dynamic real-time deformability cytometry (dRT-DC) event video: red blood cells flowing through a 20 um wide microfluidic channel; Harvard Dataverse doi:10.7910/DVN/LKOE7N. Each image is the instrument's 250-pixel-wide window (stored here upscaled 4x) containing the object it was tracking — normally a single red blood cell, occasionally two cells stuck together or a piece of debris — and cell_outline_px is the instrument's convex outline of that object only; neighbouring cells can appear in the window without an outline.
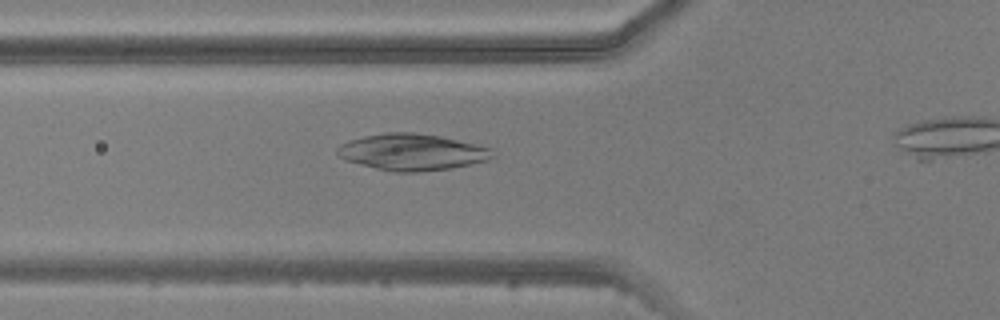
{"species": "common noctule bat (a hibernating species)", "species_latin": "Nyctalus noctula", "temperature_condition": "warm", "stored_images_in_passage": 4, "camera_frame_rate_fps": 3000, "um_per_image_px": 0.085, "animal": {"sex": "male", "body_mass_g": 20.5, "forearm_length_mm": 52.5}, "frame": {"image": 1, "passage_image": 3, "time_ms": 2.667, "image_size_px": [1000, 320], "cell_outline_px": [[496, 156], [488, 160], [472, 164], [452, 168], [420, 172], [392, 172], [344, 160], [336, 152], [336, 148], [340, 144], [348, 140], [364, 136], [384, 132], [416, 132], [440, 136], [492, 148]], "centroid_in_image_um": [35.03, 12.93], "position_along_channel_um": 90.8, "area_um2": 33.29}}